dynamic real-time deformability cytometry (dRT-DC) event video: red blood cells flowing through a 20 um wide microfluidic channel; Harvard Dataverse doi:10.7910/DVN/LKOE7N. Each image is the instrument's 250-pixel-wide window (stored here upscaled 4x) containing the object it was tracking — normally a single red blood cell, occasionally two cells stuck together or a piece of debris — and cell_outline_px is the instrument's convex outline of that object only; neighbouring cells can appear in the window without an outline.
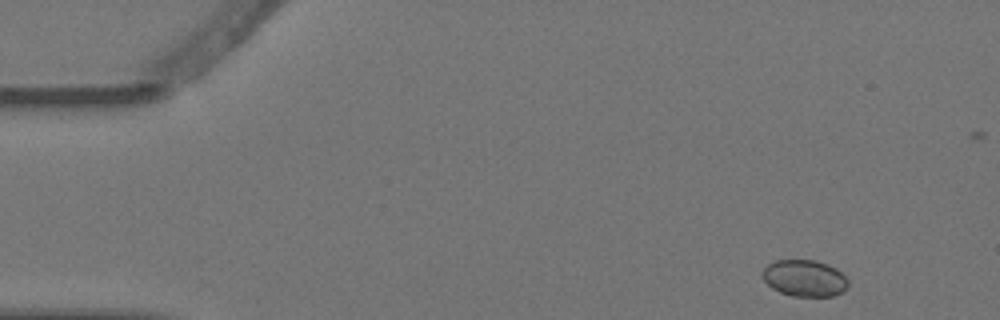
{"species": "Egyptian fruit bat (a non-hibernating species)", "species_latin": "Rousettus aegyptiacus", "temperature_condition": "warm", "stored_images_in_passage": 4, "camera_frame_rate_fps": 3000, "um_per_image_px": 0.085, "animal": {"sex": "female"}, "frame": {"image": 1, "passage_image": 1, "time_ms": 0.0, "image_size_px": [1000, 320], "cell_outline_px": [[848, 284], [840, 292], [832, 296], [792, 296], [780, 292], [772, 288], [764, 280], [760, 272], [768, 264], [776, 260], [816, 260], [828, 264], [836, 268], [848, 280]], "centroid_in_image_um": [68.35, 23.63], "position_along_channel_um": 16.6, "area_um2": 18.21}}
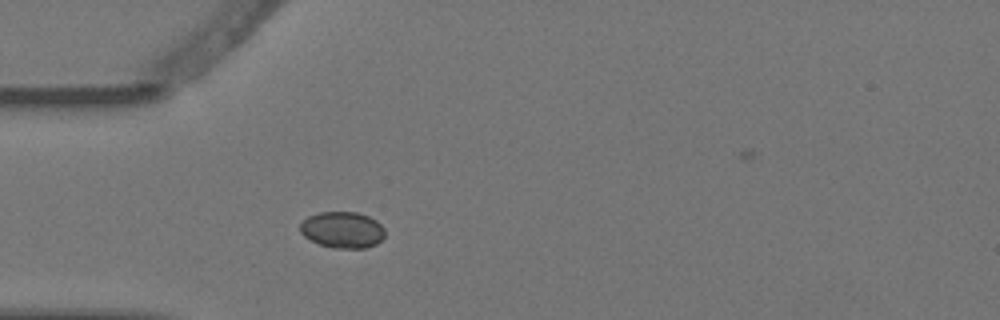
{"frame": {"image": 2, "passage_image": 4, "time_ms": 1.0, "image_size_px": [1000, 320], "cell_outline_px": [[384, 236], [376, 244], [364, 248], [332, 248], [320, 244], [304, 236], [300, 232], [300, 224], [308, 216], [320, 212], [356, 212], [368, 216], [376, 220], [384, 228]], "centroid_in_image_um": [29.1, 19.53], "position_along_channel_um": 55.9, "area_um2": 17.86}}